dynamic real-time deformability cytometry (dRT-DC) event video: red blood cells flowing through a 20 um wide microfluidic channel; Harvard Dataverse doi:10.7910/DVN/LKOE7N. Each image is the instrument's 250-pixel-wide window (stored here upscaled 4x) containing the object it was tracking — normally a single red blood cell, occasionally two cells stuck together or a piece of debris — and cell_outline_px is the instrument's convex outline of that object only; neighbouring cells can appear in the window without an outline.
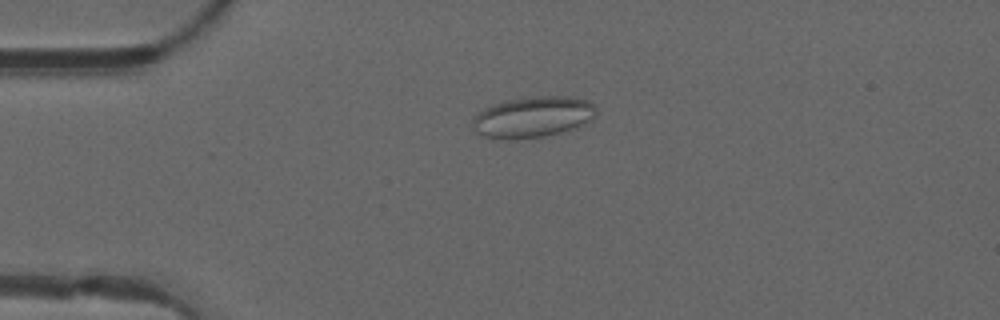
{"species": "common noctule bat (a hibernating species)", "species_latin": "Nyctalus noctula", "temperature_condition": "warm", "stored_images_in_passage": 50, "camera_frame_rate_fps": 3000, "um_per_image_px": 0.085, "animal": {"sex": "male", "forearm_length_mm": 52.5}, "frame": {"image": 1, "passage_image": 12, "time_ms": 3.667, "image_size_px": [1000, 320], "cell_outline_px": [[596, 116], [592, 120], [576, 128], [544, 136], [516, 140], [504, 140], [484, 136], [476, 132], [472, 128], [472, 116], [484, 108], [492, 104], [508, 100], [532, 96], [572, 96], [588, 100], [596, 104]], "centroid_in_image_um": [45.3, 9.94], "position_along_channel_um": 39.7, "area_um2": 30.17}}
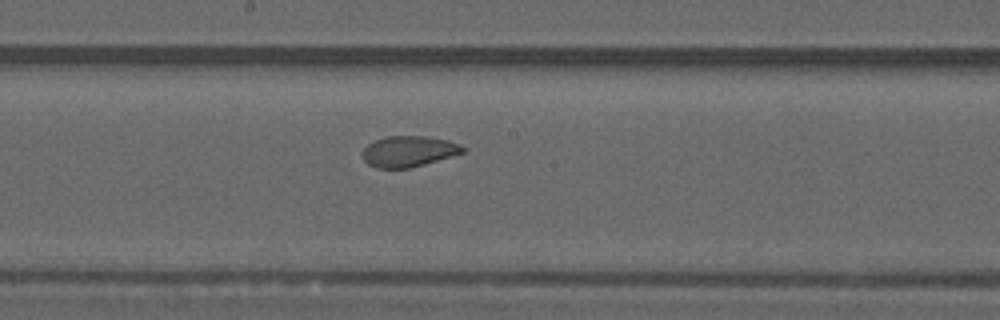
{"frame": {"image": 2, "passage_image": 27, "time_ms": 8.667, "image_size_px": [1000, 320], "cell_outline_px": [[464, 152], [424, 164], [408, 168], [376, 168], [368, 164], [364, 160], [364, 148], [368, 144], [376, 140], [388, 136], [424, 136], [448, 140], [460, 144], [464, 148]], "centroid_in_image_um": [34.73, 12.86], "position_along_channel_um": 213.5, "area_um2": 17.74}}
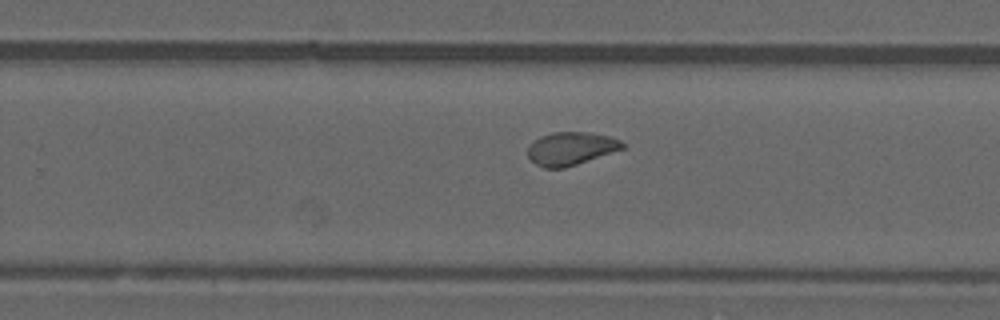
{"frame": {"image": 3, "passage_image": 32, "time_ms": 10.333, "image_size_px": [1000, 320], "cell_outline_px": [[624, 148], [564, 168], [544, 168], [536, 164], [528, 156], [528, 148], [540, 136], [552, 132], [588, 132], [608, 136], [620, 140], [624, 144]], "centroid_in_image_um": [48.51, 12.62], "position_along_channel_um": 281.3, "area_um2": 17.92}, "authors_computed_cell_mechanics": {"area_um2": 19.8832, "velocity_mm_per_s": 4.0878, "shape_relaxation_time_tau1_ms": null, "shape_relaxation_time_tau2_ms": 1.7901, "deformation_change_tau1": null, "deformation_change_tau2": 0.0641}}